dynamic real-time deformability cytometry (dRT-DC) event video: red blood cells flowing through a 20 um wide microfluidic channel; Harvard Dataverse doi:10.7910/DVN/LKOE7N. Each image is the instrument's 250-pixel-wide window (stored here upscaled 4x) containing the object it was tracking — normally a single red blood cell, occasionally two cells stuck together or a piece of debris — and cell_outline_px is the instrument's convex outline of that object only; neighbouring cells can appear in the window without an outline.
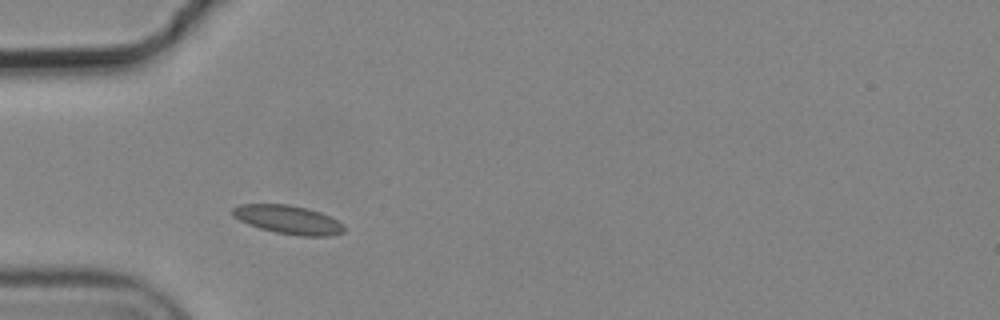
{"species": "common noctule bat (a hibernating species)", "species_latin": "Nyctalus noctula", "temperature_condition": "cold", "stored_images_in_passage": 3, "camera_frame_rate_fps": 3000, "um_per_image_px": 0.085, "animal": {"sex": "male", "body_mass_g": 19.2, "forearm_length_mm": 51.8}, "frame": {"image": 1, "passage_image": 2, "time_ms": 0.333, "image_size_px": [1000, 320], "cell_outline_px": [[344, 232], [332, 236], [300, 236], [276, 232], [260, 228], [248, 224], [232, 216], [232, 208], [240, 204], [288, 204], [308, 208], [320, 212], [344, 224]], "centroid_in_image_um": [24.5, 18.67], "position_along_channel_um": 60.5, "area_um2": 18.61}}
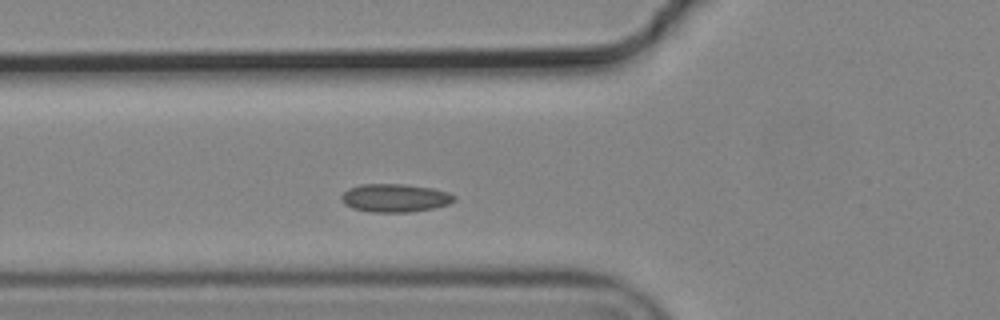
{"frame": {"image": 2, "passage_image": 3, "time_ms": 0.667, "image_size_px": [1000, 320], "cell_outline_px": [[456, 200], [448, 204], [432, 208], [408, 212], [372, 212], [352, 208], [344, 204], [340, 200], [340, 196], [348, 188], [360, 184], [404, 184], [432, 188], [448, 192], [456, 196]], "centroid_in_image_um": [33.54, 16.82], "position_along_channel_um": 92.3, "area_um2": 18.61}}